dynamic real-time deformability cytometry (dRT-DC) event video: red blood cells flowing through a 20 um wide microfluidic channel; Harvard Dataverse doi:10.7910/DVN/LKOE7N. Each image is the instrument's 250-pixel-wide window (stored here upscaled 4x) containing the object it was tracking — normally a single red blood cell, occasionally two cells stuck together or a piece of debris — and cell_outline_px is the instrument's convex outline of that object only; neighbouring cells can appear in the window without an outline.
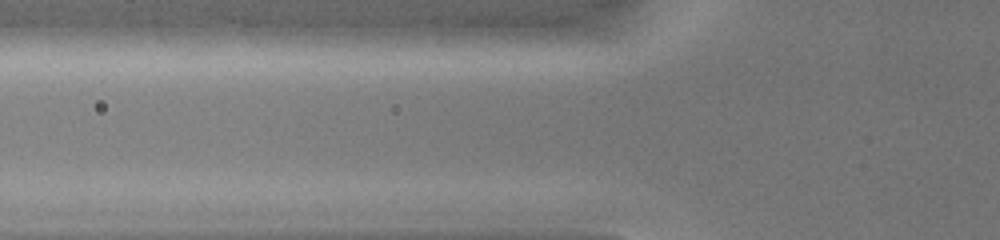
{"species": "common noctule bat (a hibernating species)", "species_latin": "Nyctalus noctula", "temperature_condition": "warm", "stored_images_in_passage": 5, "camera_frame_rate_fps": 3000, "um_per_image_px": 0.085, "animal": {"sex": "female", "body_mass_g": 19.0, "forearm_length_mm": 51.5}, "frame": {"image": 1, "passage_image": 2, "time_ms": 0.667, "image_size_px": [1000, 240], "cell_outline_px": [[564, 40], [560, 44], [464, 44], [476, 24], [524, 24], [556, 32]], "centroid_in_image_um": [43.52, 2.97], "position_along_channel_um": 82.3, "area_um2": 11.91}}